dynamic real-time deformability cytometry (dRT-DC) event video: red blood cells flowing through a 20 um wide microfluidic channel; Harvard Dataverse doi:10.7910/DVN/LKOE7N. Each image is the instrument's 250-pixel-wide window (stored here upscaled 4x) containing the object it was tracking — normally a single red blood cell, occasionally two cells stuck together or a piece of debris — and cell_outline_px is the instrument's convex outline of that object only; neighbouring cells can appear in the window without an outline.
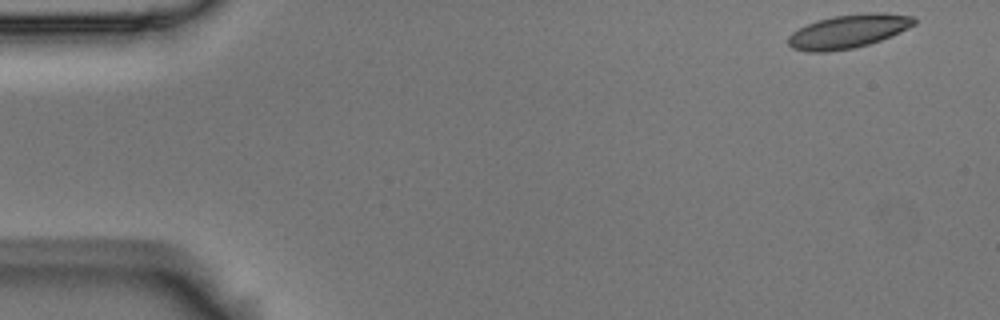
{"species": "Egyptian fruit bat (a non-hibernating species)", "species_latin": "Rousettus aegyptiacus", "temperature_condition": "room temperature", "stored_images_in_passage": 9, "camera_frame_rate_fps": 3000, "um_per_image_px": 0.085, "animal": {"sex": "male"}, "frame": {"image": 1, "passage_image": 1, "time_ms": 0.0, "image_size_px": [1000, 320], "cell_outline_px": [[916, 24], [900, 32], [880, 40], [868, 44], [852, 48], [824, 52], [808, 52], [792, 48], [788, 44], [788, 36], [792, 32], [816, 20], [832, 16], [868, 12], [884, 12], [912, 16], [916, 20]], "centroid_in_image_um": [72.1, 2.65], "position_along_channel_um": 12.9, "area_um2": 24.68}}
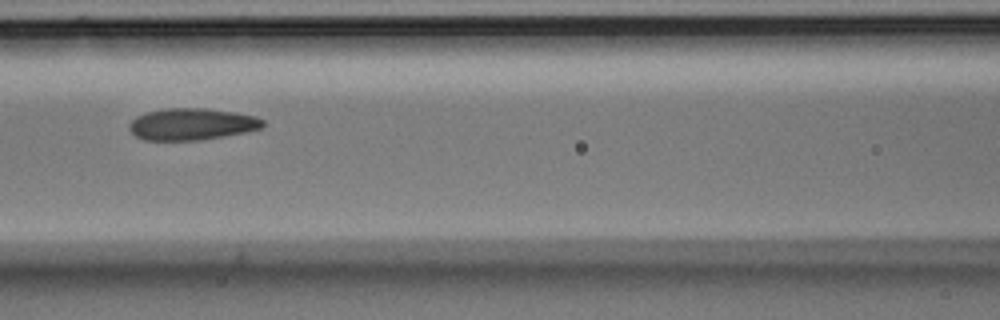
{"frame": {"image": 2, "passage_image": 6, "time_ms": 1.667, "image_size_px": [1000, 320], "cell_outline_px": [[264, 124], [260, 128], [248, 132], [200, 140], [144, 140], [136, 136], [128, 128], [128, 124], [136, 116], [148, 112], [164, 108], [204, 108], [236, 112], [256, 116], [264, 120]], "centroid_in_image_um": [16.31, 10.55], "position_along_channel_um": 150.3, "area_um2": 24.85}}
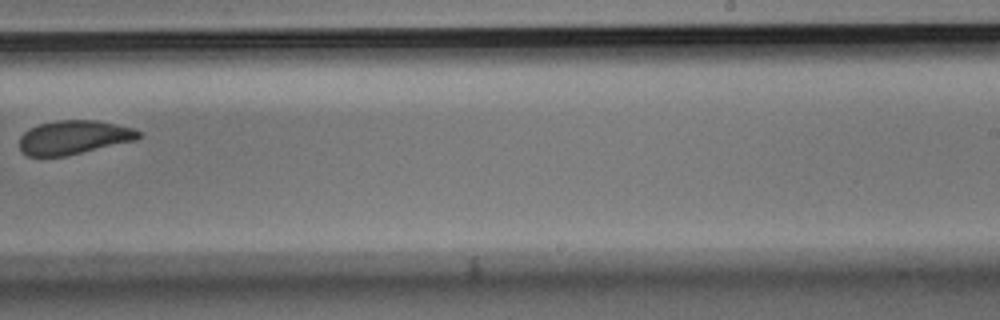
{"frame": {"image": 3, "passage_image": 9, "time_ms": 2.667, "image_size_px": [1000, 320], "cell_outline_px": [[140, 136], [136, 140], [64, 156], [28, 156], [20, 152], [20, 136], [24, 132], [40, 124], [56, 120], [96, 120], [136, 128], [140, 132]], "centroid_in_image_um": [6.27, 11.67], "position_along_channel_um": 282.7, "area_um2": 23.41}}